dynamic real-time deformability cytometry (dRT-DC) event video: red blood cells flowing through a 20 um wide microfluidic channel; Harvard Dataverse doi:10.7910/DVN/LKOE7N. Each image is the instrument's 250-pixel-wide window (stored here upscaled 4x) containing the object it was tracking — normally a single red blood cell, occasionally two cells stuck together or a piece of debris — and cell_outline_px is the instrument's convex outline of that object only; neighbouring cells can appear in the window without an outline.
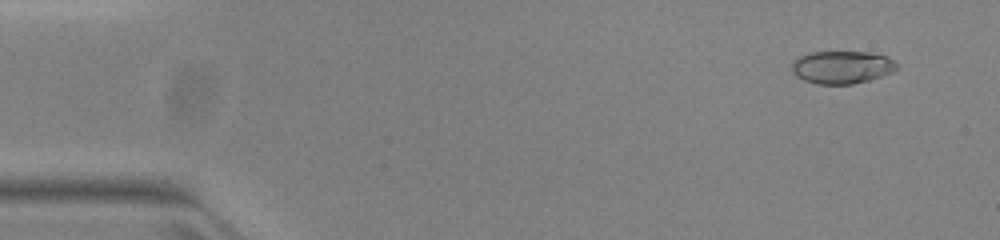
{"species": "common noctule bat (a hibernating species)", "species_latin": "Nyctalus noctula", "temperature_condition": "warm", "stored_images_in_passage": 52, "camera_frame_rate_fps": 3000, "um_per_image_px": 0.085, "animal": {"sex": "female", "body_mass_g": 23.0, "forearm_length_mm": 53.4}, "frame": {"image": 1, "passage_image": 4, "time_ms": 1.0, "image_size_px": [1000, 240], "cell_outline_px": [[900, 68], [892, 72], [868, 80], [852, 84], [816, 84], [804, 80], [796, 76], [792, 72], [792, 64], [800, 56], [812, 52], [872, 52], [884, 56], [900, 64]], "centroid_in_image_um": [71.59, 5.71], "position_along_channel_um": 13.4, "area_um2": 20.0}}
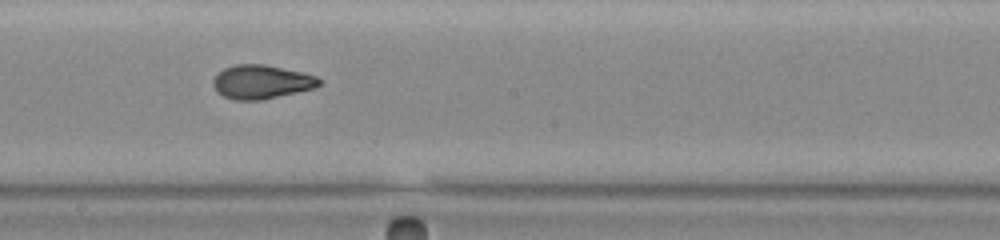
{"frame": {"image": 2, "passage_image": 29, "time_ms": 9.333, "image_size_px": [1000, 240], "cell_outline_px": [[324, 80], [316, 88], [260, 100], [236, 100], [224, 96], [216, 92], [212, 84], [212, 80], [216, 72], [224, 68], [236, 64], [264, 64], [304, 72], [316, 76]], "centroid_in_image_um": [22.22, 6.95], "position_along_channel_um": 226.0, "area_um2": 21.21}}
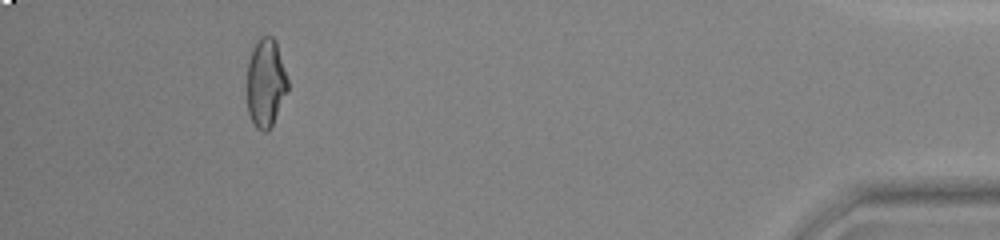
{"frame": {"image": 3, "passage_image": 48, "time_ms": 15.667, "image_size_px": [1000, 240], "cell_outline_px": [[288, 88], [272, 124], [268, 132], [264, 132], [256, 128], [248, 112], [248, 60], [252, 48], [256, 40], [260, 36], [272, 36], [276, 40], [288, 80]], "centroid_in_image_um": [22.58, 7.0], "position_along_channel_um": 412.6, "area_um2": 20.87}, "authors_computed_cell_mechanics": {"area_um2": 20.7791, "velocity_mm_per_s": 3.9793, "shape_relaxation_time_tau1_ms": null, "shape_relaxation_time_tau2_ms": 1.3291, "deformation_change_tau1": null, "deformation_change_tau2": 0.0555}}